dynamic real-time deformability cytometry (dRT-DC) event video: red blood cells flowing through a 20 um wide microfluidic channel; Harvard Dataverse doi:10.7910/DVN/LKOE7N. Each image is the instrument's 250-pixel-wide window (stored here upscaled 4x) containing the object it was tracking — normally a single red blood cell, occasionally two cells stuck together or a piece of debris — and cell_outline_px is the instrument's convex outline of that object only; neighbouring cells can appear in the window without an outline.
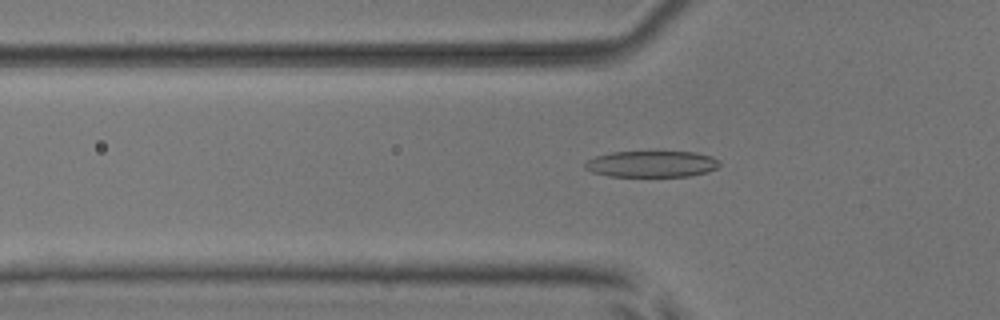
{"species": "common noctule bat (a hibernating species)", "species_latin": "Nyctalus noctula", "temperature_condition": "room temperature", "stored_images_in_passage": 53, "camera_frame_rate_fps": 3000, "um_per_image_px": 0.085, "animal": {"sex": "male", "body_mass_g": 17.9, "forearm_length_mm": 54.2}, "frame": {"image": 1, "passage_image": 18, "time_ms": 5.667, "image_size_px": [1000, 320], "cell_outline_px": [[720, 164], [716, 168], [708, 172], [688, 176], [608, 176], [592, 172], [584, 168], [584, 164], [588, 160], [596, 156], [612, 152], [696, 152], [712, 156], [720, 160]], "centroid_in_image_um": [55.41, 13.94], "position_along_channel_um": 70.4, "area_um2": 20.63}}
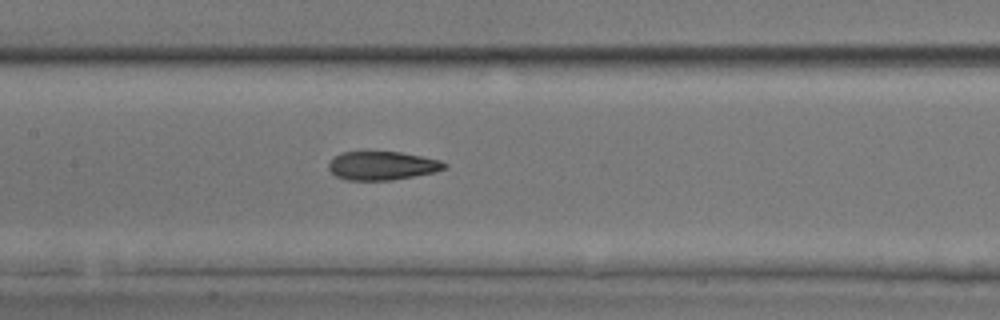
{"frame": {"image": 2, "passage_image": 26, "time_ms": 8.333, "image_size_px": [1000, 320], "cell_outline_px": [[448, 164], [444, 168], [432, 172], [392, 180], [344, 180], [336, 176], [328, 168], [328, 164], [340, 152], [400, 152], [440, 160]], "centroid_in_image_um": [32.45, 14.08], "position_along_channel_um": 175.0, "area_um2": 19.02}}
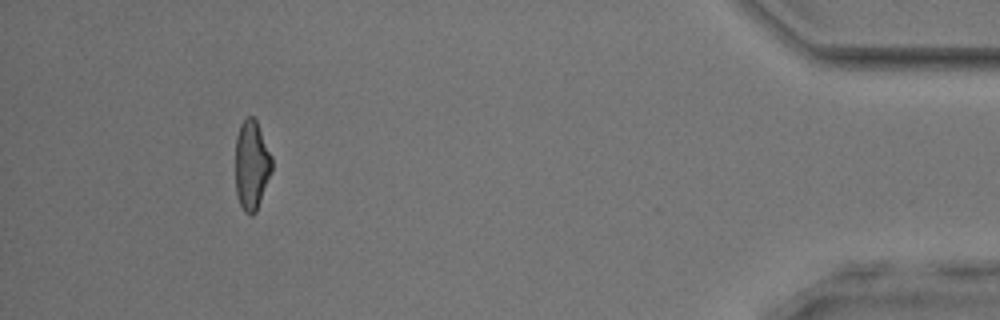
{"frame": {"image": 3, "passage_image": 49, "time_ms": 16.0, "image_size_px": [1000, 320], "cell_outline_px": [[272, 172], [256, 212], [252, 216], [248, 216], [244, 212], [240, 204], [236, 192], [236, 136], [240, 124], [248, 116], [252, 116], [256, 120], [272, 156]], "centroid_in_image_um": [21.39, 14.06], "position_along_channel_um": 413.8, "area_um2": 19.13}, "authors_computed_cell_mechanics": {"area_um2": 19.941, "velocity_mm_per_s": 3.9257, "shape_relaxation_time_tau1_ms": null, "shape_relaxation_time_tau2_ms": 1.8677, "deformation_change_tau1": null, "deformation_change_tau2": 0.0899}}